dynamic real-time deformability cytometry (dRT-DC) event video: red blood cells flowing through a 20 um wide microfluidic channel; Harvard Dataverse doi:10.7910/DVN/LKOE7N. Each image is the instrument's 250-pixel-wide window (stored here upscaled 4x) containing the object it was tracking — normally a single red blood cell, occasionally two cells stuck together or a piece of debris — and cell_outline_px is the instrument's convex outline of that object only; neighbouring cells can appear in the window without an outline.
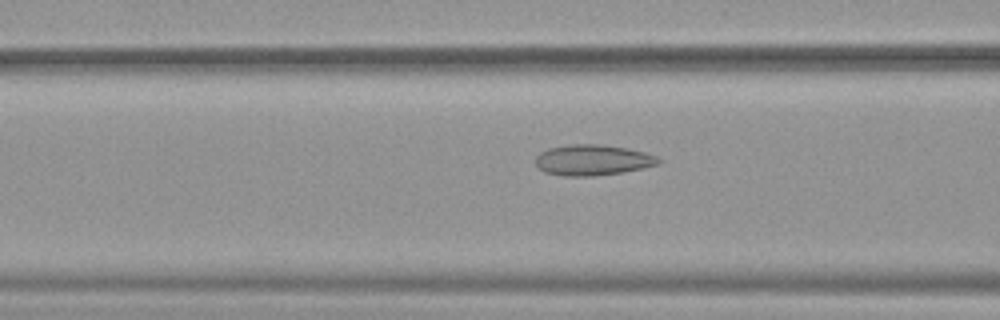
{"species": "common noctule bat (a hibernating species)", "species_latin": "Nyctalus noctula", "temperature_condition": "warm", "stored_images_in_passage": 38, "camera_frame_rate_fps": 3000, "um_per_image_px": 0.085, "animal": {"sex": "female", "body_mass_g": 19.9}, "frame": {"image": 1, "passage_image": 13, "time_ms": 4.0, "image_size_px": [1000, 320], "cell_outline_px": [[660, 164], [620, 172], [596, 176], [564, 176], [544, 172], [536, 164], [536, 156], [540, 152], [548, 148], [572, 144], [600, 144], [628, 148], [644, 152], [656, 156], [660, 160]], "centroid_in_image_um": [50.35, 13.6], "position_along_channel_um": 116.2, "area_um2": 21.91}}
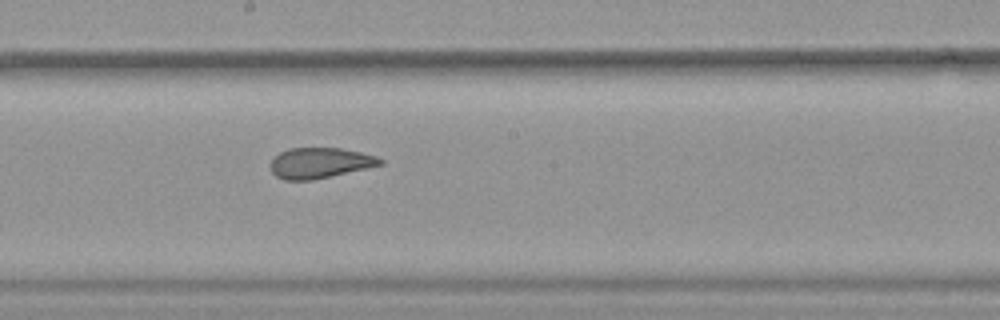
{"frame": {"image": 2, "passage_image": 21, "time_ms": 6.667, "image_size_px": [1000, 320], "cell_outline_px": [[384, 164], [312, 180], [284, 180], [276, 176], [272, 172], [268, 164], [280, 152], [288, 148], [340, 148], [360, 152], [376, 156], [384, 160]], "centroid_in_image_um": [27.16, 13.85], "position_along_channel_um": 221.0, "area_um2": 19.48}}
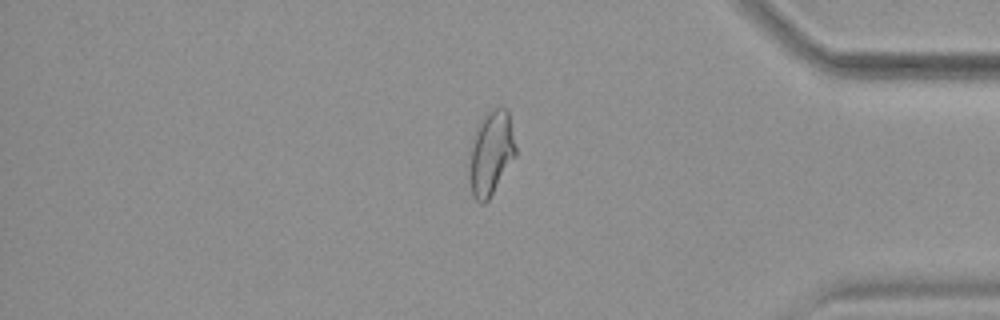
{"frame": {"image": 3, "passage_image": 36, "time_ms": 11.667, "image_size_px": [1000, 320], "cell_outline_px": [[516, 156], [488, 200], [484, 204], [480, 204], [472, 196], [468, 180], [468, 156], [472, 140], [476, 128], [480, 120], [492, 108], [508, 108], [516, 148]], "centroid_in_image_um": [41.7, 13.04], "position_along_channel_um": 393.5, "area_um2": 23.24}, "authors_computed_cell_mechanics": {"area_um2": 21.675, "velocity_mm_per_s": 3.9326, "shape_relaxation_time_tau1_ms": null, "shape_relaxation_time_tau2_ms": 1.3716, "deformation_change_tau1": null, "deformation_change_tau2": 0.0858}}